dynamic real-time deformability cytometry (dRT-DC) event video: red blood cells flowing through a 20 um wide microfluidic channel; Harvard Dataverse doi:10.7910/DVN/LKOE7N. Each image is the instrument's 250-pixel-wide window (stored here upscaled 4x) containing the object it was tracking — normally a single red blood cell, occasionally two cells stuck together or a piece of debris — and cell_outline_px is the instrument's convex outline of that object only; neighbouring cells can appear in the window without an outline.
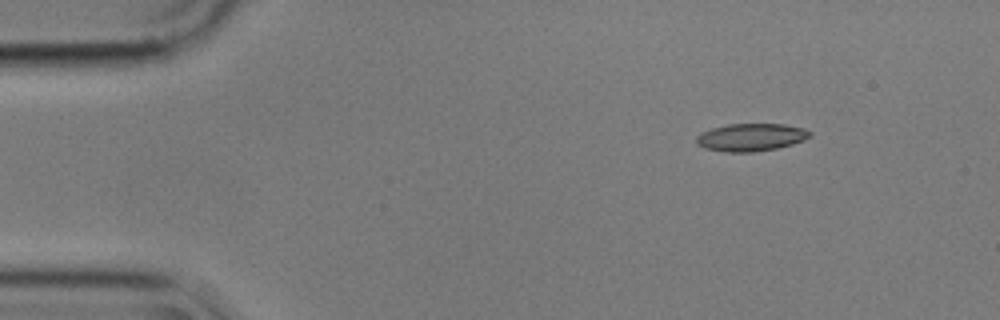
{"species": "common noctule bat (a hibernating species)", "species_latin": "Nyctalus noctula", "temperature_condition": "cold", "stored_images_in_passage": 6, "camera_frame_rate_fps": 3000, "um_per_image_px": 0.085, "animal": {"sex": "male", "body_mass_g": 17.9}, "frame": {"image": 1, "passage_image": 1, "time_ms": 0.0, "image_size_px": [1000, 320], "cell_outline_px": [[812, 136], [804, 140], [792, 144], [776, 148], [752, 152], [724, 152], [704, 148], [696, 144], [696, 136], [700, 132], [712, 128], [728, 124], [784, 124], [804, 128], [812, 132]], "centroid_in_image_um": [63.82, 11.66], "position_along_channel_um": 21.2, "area_um2": 18.44}}
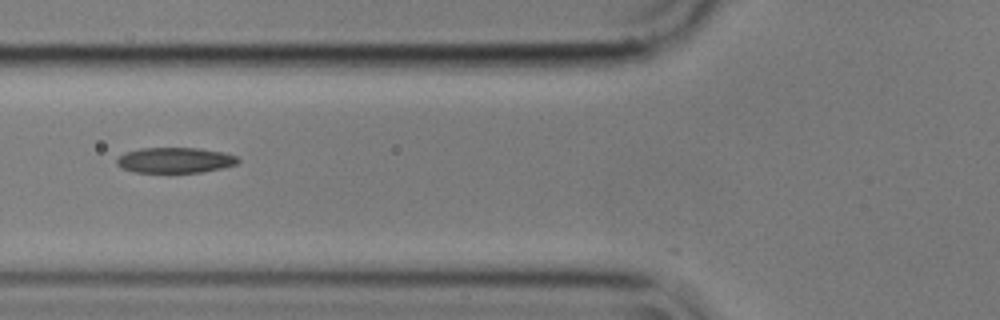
{"frame": {"image": 2, "passage_image": 5, "time_ms": 1.333, "image_size_px": [1000, 320], "cell_outline_px": [[240, 160], [236, 164], [220, 168], [200, 172], [136, 172], [120, 168], [116, 164], [116, 160], [124, 152], [140, 148], [196, 148], [224, 152], [236, 156]], "centroid_in_image_um": [14.84, 13.61], "position_along_channel_um": 111.0, "area_um2": 17.92}}
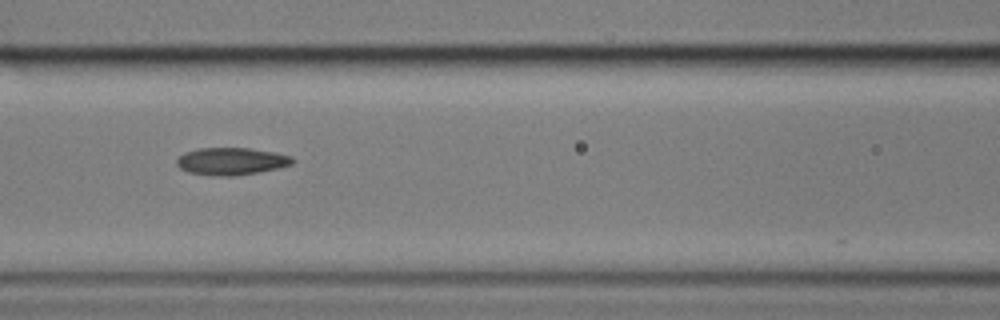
{"frame": {"image": 3, "passage_image": 6, "time_ms": 1.667, "image_size_px": [1000, 320], "cell_outline_px": [[296, 160], [292, 164], [260, 172], [236, 176], [212, 176], [188, 172], [180, 168], [176, 164], [176, 160], [184, 152], [200, 148], [248, 148], [272, 152], [292, 156]], "centroid_in_image_um": [19.65, 13.71], "position_along_channel_um": 147.0, "area_um2": 18.5}}